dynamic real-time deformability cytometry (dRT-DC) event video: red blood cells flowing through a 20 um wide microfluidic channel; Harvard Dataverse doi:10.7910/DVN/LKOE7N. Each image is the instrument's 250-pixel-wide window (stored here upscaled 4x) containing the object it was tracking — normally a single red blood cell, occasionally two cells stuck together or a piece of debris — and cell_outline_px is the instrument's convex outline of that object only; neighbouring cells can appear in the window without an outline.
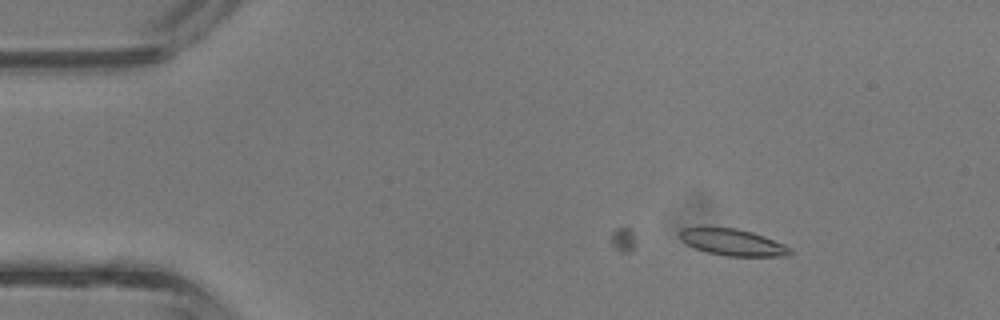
{"species": "common noctule bat (a hibernating species)", "species_latin": "Nyctalus noctula", "temperature_condition": "room temperature", "stored_images_in_passage": 10, "camera_frame_rate_fps": 3000, "um_per_image_px": 0.085, "animal": {"sex": "male", "body_mass_g": 13.3}, "frame": {"image": 1, "passage_image": 10, "time_ms": 3.0, "image_size_px": [1000, 320], "cell_outline_px": [[792, 252], [788, 256], [728, 256], [708, 252], [696, 248], [680, 240], [680, 232], [684, 228], [736, 228], [752, 232], [764, 236], [784, 244], [792, 248]], "centroid_in_image_um": [62.34, 20.61], "position_along_channel_um": 22.7, "area_um2": 16.82}}